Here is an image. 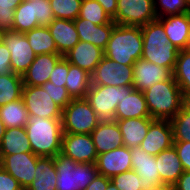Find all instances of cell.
<instances>
[{
	"instance_id": "cell-40",
	"label": "cell",
	"mask_w": 190,
	"mask_h": 190,
	"mask_svg": "<svg viewBox=\"0 0 190 190\" xmlns=\"http://www.w3.org/2000/svg\"><path fill=\"white\" fill-rule=\"evenodd\" d=\"M119 190H143L140 176L134 170H128L110 178Z\"/></svg>"
},
{
	"instance_id": "cell-2",
	"label": "cell",
	"mask_w": 190,
	"mask_h": 190,
	"mask_svg": "<svg viewBox=\"0 0 190 190\" xmlns=\"http://www.w3.org/2000/svg\"><path fill=\"white\" fill-rule=\"evenodd\" d=\"M142 54L141 27L116 24L104 50V56L121 65L133 66Z\"/></svg>"
},
{
	"instance_id": "cell-15",
	"label": "cell",
	"mask_w": 190,
	"mask_h": 190,
	"mask_svg": "<svg viewBox=\"0 0 190 190\" xmlns=\"http://www.w3.org/2000/svg\"><path fill=\"white\" fill-rule=\"evenodd\" d=\"M173 72L142 58L133 65V88L144 92L156 83L170 79Z\"/></svg>"
},
{
	"instance_id": "cell-10",
	"label": "cell",
	"mask_w": 190,
	"mask_h": 190,
	"mask_svg": "<svg viewBox=\"0 0 190 190\" xmlns=\"http://www.w3.org/2000/svg\"><path fill=\"white\" fill-rule=\"evenodd\" d=\"M133 66L121 65L104 56L91 73V84L132 87Z\"/></svg>"
},
{
	"instance_id": "cell-37",
	"label": "cell",
	"mask_w": 190,
	"mask_h": 190,
	"mask_svg": "<svg viewBox=\"0 0 190 190\" xmlns=\"http://www.w3.org/2000/svg\"><path fill=\"white\" fill-rule=\"evenodd\" d=\"M154 10L157 18L190 12L189 0H154Z\"/></svg>"
},
{
	"instance_id": "cell-35",
	"label": "cell",
	"mask_w": 190,
	"mask_h": 190,
	"mask_svg": "<svg viewBox=\"0 0 190 190\" xmlns=\"http://www.w3.org/2000/svg\"><path fill=\"white\" fill-rule=\"evenodd\" d=\"M82 0H50L55 18L75 20L80 12Z\"/></svg>"
},
{
	"instance_id": "cell-9",
	"label": "cell",
	"mask_w": 190,
	"mask_h": 190,
	"mask_svg": "<svg viewBox=\"0 0 190 190\" xmlns=\"http://www.w3.org/2000/svg\"><path fill=\"white\" fill-rule=\"evenodd\" d=\"M22 99L29 116L62 119L63 109L51 99L48 86H24Z\"/></svg>"
},
{
	"instance_id": "cell-29",
	"label": "cell",
	"mask_w": 190,
	"mask_h": 190,
	"mask_svg": "<svg viewBox=\"0 0 190 190\" xmlns=\"http://www.w3.org/2000/svg\"><path fill=\"white\" fill-rule=\"evenodd\" d=\"M91 86V74L69 63L65 87L72 99L85 98Z\"/></svg>"
},
{
	"instance_id": "cell-54",
	"label": "cell",
	"mask_w": 190,
	"mask_h": 190,
	"mask_svg": "<svg viewBox=\"0 0 190 190\" xmlns=\"http://www.w3.org/2000/svg\"><path fill=\"white\" fill-rule=\"evenodd\" d=\"M106 190H119L112 181L108 183Z\"/></svg>"
},
{
	"instance_id": "cell-1",
	"label": "cell",
	"mask_w": 190,
	"mask_h": 190,
	"mask_svg": "<svg viewBox=\"0 0 190 190\" xmlns=\"http://www.w3.org/2000/svg\"><path fill=\"white\" fill-rule=\"evenodd\" d=\"M25 130L32 152L39 157H55L62 148V120L29 116Z\"/></svg>"
},
{
	"instance_id": "cell-23",
	"label": "cell",
	"mask_w": 190,
	"mask_h": 190,
	"mask_svg": "<svg viewBox=\"0 0 190 190\" xmlns=\"http://www.w3.org/2000/svg\"><path fill=\"white\" fill-rule=\"evenodd\" d=\"M97 154L124 146L122 134L116 121H101L91 132Z\"/></svg>"
},
{
	"instance_id": "cell-34",
	"label": "cell",
	"mask_w": 190,
	"mask_h": 190,
	"mask_svg": "<svg viewBox=\"0 0 190 190\" xmlns=\"http://www.w3.org/2000/svg\"><path fill=\"white\" fill-rule=\"evenodd\" d=\"M78 17L90 20L96 25L108 24L113 21L96 0H82Z\"/></svg>"
},
{
	"instance_id": "cell-43",
	"label": "cell",
	"mask_w": 190,
	"mask_h": 190,
	"mask_svg": "<svg viewBox=\"0 0 190 190\" xmlns=\"http://www.w3.org/2000/svg\"><path fill=\"white\" fill-rule=\"evenodd\" d=\"M42 86H48V91L51 95V99L62 109H64L72 101V98L68 94L66 87H57L49 81Z\"/></svg>"
},
{
	"instance_id": "cell-22",
	"label": "cell",
	"mask_w": 190,
	"mask_h": 190,
	"mask_svg": "<svg viewBox=\"0 0 190 190\" xmlns=\"http://www.w3.org/2000/svg\"><path fill=\"white\" fill-rule=\"evenodd\" d=\"M79 40L89 42L102 50H105L116 23L112 21L108 24L96 25L87 19L77 17L74 20Z\"/></svg>"
},
{
	"instance_id": "cell-41",
	"label": "cell",
	"mask_w": 190,
	"mask_h": 190,
	"mask_svg": "<svg viewBox=\"0 0 190 190\" xmlns=\"http://www.w3.org/2000/svg\"><path fill=\"white\" fill-rule=\"evenodd\" d=\"M23 0H0V28L9 31L13 30L14 13L17 6Z\"/></svg>"
},
{
	"instance_id": "cell-50",
	"label": "cell",
	"mask_w": 190,
	"mask_h": 190,
	"mask_svg": "<svg viewBox=\"0 0 190 190\" xmlns=\"http://www.w3.org/2000/svg\"><path fill=\"white\" fill-rule=\"evenodd\" d=\"M143 190H174V187L169 184L161 183L159 185H153L151 187L144 188Z\"/></svg>"
},
{
	"instance_id": "cell-48",
	"label": "cell",
	"mask_w": 190,
	"mask_h": 190,
	"mask_svg": "<svg viewBox=\"0 0 190 190\" xmlns=\"http://www.w3.org/2000/svg\"><path fill=\"white\" fill-rule=\"evenodd\" d=\"M173 187L174 190H190V171H184Z\"/></svg>"
},
{
	"instance_id": "cell-8",
	"label": "cell",
	"mask_w": 190,
	"mask_h": 190,
	"mask_svg": "<svg viewBox=\"0 0 190 190\" xmlns=\"http://www.w3.org/2000/svg\"><path fill=\"white\" fill-rule=\"evenodd\" d=\"M157 19L154 0H117V13L113 19L117 25L142 27Z\"/></svg>"
},
{
	"instance_id": "cell-51",
	"label": "cell",
	"mask_w": 190,
	"mask_h": 190,
	"mask_svg": "<svg viewBox=\"0 0 190 190\" xmlns=\"http://www.w3.org/2000/svg\"><path fill=\"white\" fill-rule=\"evenodd\" d=\"M183 108L190 114V96L183 98Z\"/></svg>"
},
{
	"instance_id": "cell-47",
	"label": "cell",
	"mask_w": 190,
	"mask_h": 190,
	"mask_svg": "<svg viewBox=\"0 0 190 190\" xmlns=\"http://www.w3.org/2000/svg\"><path fill=\"white\" fill-rule=\"evenodd\" d=\"M110 181L109 177L98 174L85 190H106Z\"/></svg>"
},
{
	"instance_id": "cell-45",
	"label": "cell",
	"mask_w": 190,
	"mask_h": 190,
	"mask_svg": "<svg viewBox=\"0 0 190 190\" xmlns=\"http://www.w3.org/2000/svg\"><path fill=\"white\" fill-rule=\"evenodd\" d=\"M0 190H23L20 183L0 166Z\"/></svg>"
},
{
	"instance_id": "cell-31",
	"label": "cell",
	"mask_w": 190,
	"mask_h": 190,
	"mask_svg": "<svg viewBox=\"0 0 190 190\" xmlns=\"http://www.w3.org/2000/svg\"><path fill=\"white\" fill-rule=\"evenodd\" d=\"M0 119L6 129L25 127L29 115L22 98L0 107Z\"/></svg>"
},
{
	"instance_id": "cell-25",
	"label": "cell",
	"mask_w": 190,
	"mask_h": 190,
	"mask_svg": "<svg viewBox=\"0 0 190 190\" xmlns=\"http://www.w3.org/2000/svg\"><path fill=\"white\" fill-rule=\"evenodd\" d=\"M155 160L156 163H158V172L160 174L161 183L173 186L184 172L174 146L161 151L155 156Z\"/></svg>"
},
{
	"instance_id": "cell-36",
	"label": "cell",
	"mask_w": 190,
	"mask_h": 190,
	"mask_svg": "<svg viewBox=\"0 0 190 190\" xmlns=\"http://www.w3.org/2000/svg\"><path fill=\"white\" fill-rule=\"evenodd\" d=\"M31 23L48 26L54 19L50 0H29Z\"/></svg>"
},
{
	"instance_id": "cell-33",
	"label": "cell",
	"mask_w": 190,
	"mask_h": 190,
	"mask_svg": "<svg viewBox=\"0 0 190 190\" xmlns=\"http://www.w3.org/2000/svg\"><path fill=\"white\" fill-rule=\"evenodd\" d=\"M173 78L180 87L183 97L190 96V50H179Z\"/></svg>"
},
{
	"instance_id": "cell-28",
	"label": "cell",
	"mask_w": 190,
	"mask_h": 190,
	"mask_svg": "<svg viewBox=\"0 0 190 190\" xmlns=\"http://www.w3.org/2000/svg\"><path fill=\"white\" fill-rule=\"evenodd\" d=\"M32 152L25 127L8 128L0 144V155Z\"/></svg>"
},
{
	"instance_id": "cell-5",
	"label": "cell",
	"mask_w": 190,
	"mask_h": 190,
	"mask_svg": "<svg viewBox=\"0 0 190 190\" xmlns=\"http://www.w3.org/2000/svg\"><path fill=\"white\" fill-rule=\"evenodd\" d=\"M57 190H85L99 174L95 164L77 163L61 152L54 157Z\"/></svg>"
},
{
	"instance_id": "cell-3",
	"label": "cell",
	"mask_w": 190,
	"mask_h": 190,
	"mask_svg": "<svg viewBox=\"0 0 190 190\" xmlns=\"http://www.w3.org/2000/svg\"><path fill=\"white\" fill-rule=\"evenodd\" d=\"M150 117L171 120L183 108V94L173 78L159 82L143 92Z\"/></svg>"
},
{
	"instance_id": "cell-46",
	"label": "cell",
	"mask_w": 190,
	"mask_h": 190,
	"mask_svg": "<svg viewBox=\"0 0 190 190\" xmlns=\"http://www.w3.org/2000/svg\"><path fill=\"white\" fill-rule=\"evenodd\" d=\"M10 60L11 53L5 44H2L0 46V75H6L12 72Z\"/></svg>"
},
{
	"instance_id": "cell-49",
	"label": "cell",
	"mask_w": 190,
	"mask_h": 190,
	"mask_svg": "<svg viewBox=\"0 0 190 190\" xmlns=\"http://www.w3.org/2000/svg\"><path fill=\"white\" fill-rule=\"evenodd\" d=\"M101 4L105 12L112 18H115L117 13V0H96Z\"/></svg>"
},
{
	"instance_id": "cell-39",
	"label": "cell",
	"mask_w": 190,
	"mask_h": 190,
	"mask_svg": "<svg viewBox=\"0 0 190 190\" xmlns=\"http://www.w3.org/2000/svg\"><path fill=\"white\" fill-rule=\"evenodd\" d=\"M170 122L173 128V141L190 142V114L182 108Z\"/></svg>"
},
{
	"instance_id": "cell-20",
	"label": "cell",
	"mask_w": 190,
	"mask_h": 190,
	"mask_svg": "<svg viewBox=\"0 0 190 190\" xmlns=\"http://www.w3.org/2000/svg\"><path fill=\"white\" fill-rule=\"evenodd\" d=\"M151 118L143 92L133 87L129 91H123L121 103H118L115 112V120Z\"/></svg>"
},
{
	"instance_id": "cell-53",
	"label": "cell",
	"mask_w": 190,
	"mask_h": 190,
	"mask_svg": "<svg viewBox=\"0 0 190 190\" xmlns=\"http://www.w3.org/2000/svg\"><path fill=\"white\" fill-rule=\"evenodd\" d=\"M5 30L0 28V46L4 44Z\"/></svg>"
},
{
	"instance_id": "cell-38",
	"label": "cell",
	"mask_w": 190,
	"mask_h": 190,
	"mask_svg": "<svg viewBox=\"0 0 190 190\" xmlns=\"http://www.w3.org/2000/svg\"><path fill=\"white\" fill-rule=\"evenodd\" d=\"M36 27L38 23H31L30 1L23 0L15 9L13 31L25 33Z\"/></svg>"
},
{
	"instance_id": "cell-13",
	"label": "cell",
	"mask_w": 190,
	"mask_h": 190,
	"mask_svg": "<svg viewBox=\"0 0 190 190\" xmlns=\"http://www.w3.org/2000/svg\"><path fill=\"white\" fill-rule=\"evenodd\" d=\"M61 153L77 163L95 164L98 156L91 134L63 133Z\"/></svg>"
},
{
	"instance_id": "cell-21",
	"label": "cell",
	"mask_w": 190,
	"mask_h": 190,
	"mask_svg": "<svg viewBox=\"0 0 190 190\" xmlns=\"http://www.w3.org/2000/svg\"><path fill=\"white\" fill-rule=\"evenodd\" d=\"M63 57L69 63L91 74L104 57V50L89 42L79 41L78 44Z\"/></svg>"
},
{
	"instance_id": "cell-26",
	"label": "cell",
	"mask_w": 190,
	"mask_h": 190,
	"mask_svg": "<svg viewBox=\"0 0 190 190\" xmlns=\"http://www.w3.org/2000/svg\"><path fill=\"white\" fill-rule=\"evenodd\" d=\"M154 120L153 118L115 120L122 134L124 146L129 149L139 146Z\"/></svg>"
},
{
	"instance_id": "cell-30",
	"label": "cell",
	"mask_w": 190,
	"mask_h": 190,
	"mask_svg": "<svg viewBox=\"0 0 190 190\" xmlns=\"http://www.w3.org/2000/svg\"><path fill=\"white\" fill-rule=\"evenodd\" d=\"M36 55L57 54V47L47 26H39L24 33Z\"/></svg>"
},
{
	"instance_id": "cell-4",
	"label": "cell",
	"mask_w": 190,
	"mask_h": 190,
	"mask_svg": "<svg viewBox=\"0 0 190 190\" xmlns=\"http://www.w3.org/2000/svg\"><path fill=\"white\" fill-rule=\"evenodd\" d=\"M143 36L142 59L174 70L179 50L170 43L163 25L152 21L141 27Z\"/></svg>"
},
{
	"instance_id": "cell-24",
	"label": "cell",
	"mask_w": 190,
	"mask_h": 190,
	"mask_svg": "<svg viewBox=\"0 0 190 190\" xmlns=\"http://www.w3.org/2000/svg\"><path fill=\"white\" fill-rule=\"evenodd\" d=\"M47 27L55 41L57 54L64 56L80 41L73 20L55 18Z\"/></svg>"
},
{
	"instance_id": "cell-27",
	"label": "cell",
	"mask_w": 190,
	"mask_h": 190,
	"mask_svg": "<svg viewBox=\"0 0 190 190\" xmlns=\"http://www.w3.org/2000/svg\"><path fill=\"white\" fill-rule=\"evenodd\" d=\"M34 180L26 190H57V170L53 157H38Z\"/></svg>"
},
{
	"instance_id": "cell-52",
	"label": "cell",
	"mask_w": 190,
	"mask_h": 190,
	"mask_svg": "<svg viewBox=\"0 0 190 190\" xmlns=\"http://www.w3.org/2000/svg\"><path fill=\"white\" fill-rule=\"evenodd\" d=\"M5 131H6L5 124L0 119V144L2 142V139H3V136L5 134Z\"/></svg>"
},
{
	"instance_id": "cell-7",
	"label": "cell",
	"mask_w": 190,
	"mask_h": 190,
	"mask_svg": "<svg viewBox=\"0 0 190 190\" xmlns=\"http://www.w3.org/2000/svg\"><path fill=\"white\" fill-rule=\"evenodd\" d=\"M131 88L91 84L85 99L101 121H115V112L123 98V91H129Z\"/></svg>"
},
{
	"instance_id": "cell-18",
	"label": "cell",
	"mask_w": 190,
	"mask_h": 190,
	"mask_svg": "<svg viewBox=\"0 0 190 190\" xmlns=\"http://www.w3.org/2000/svg\"><path fill=\"white\" fill-rule=\"evenodd\" d=\"M131 159L132 170L140 176L143 189L161 184L155 156L146 153L140 146H137L131 148Z\"/></svg>"
},
{
	"instance_id": "cell-6",
	"label": "cell",
	"mask_w": 190,
	"mask_h": 190,
	"mask_svg": "<svg viewBox=\"0 0 190 190\" xmlns=\"http://www.w3.org/2000/svg\"><path fill=\"white\" fill-rule=\"evenodd\" d=\"M63 133L91 134L101 122L85 98L72 99L62 111Z\"/></svg>"
},
{
	"instance_id": "cell-42",
	"label": "cell",
	"mask_w": 190,
	"mask_h": 190,
	"mask_svg": "<svg viewBox=\"0 0 190 190\" xmlns=\"http://www.w3.org/2000/svg\"><path fill=\"white\" fill-rule=\"evenodd\" d=\"M69 71V62L63 57L51 72L49 82L57 87H65Z\"/></svg>"
},
{
	"instance_id": "cell-32",
	"label": "cell",
	"mask_w": 190,
	"mask_h": 190,
	"mask_svg": "<svg viewBox=\"0 0 190 190\" xmlns=\"http://www.w3.org/2000/svg\"><path fill=\"white\" fill-rule=\"evenodd\" d=\"M23 78L16 73L0 75V107L22 98Z\"/></svg>"
},
{
	"instance_id": "cell-11",
	"label": "cell",
	"mask_w": 190,
	"mask_h": 190,
	"mask_svg": "<svg viewBox=\"0 0 190 190\" xmlns=\"http://www.w3.org/2000/svg\"><path fill=\"white\" fill-rule=\"evenodd\" d=\"M4 44L11 53L12 73L23 76L36 57L28 39L24 33L9 30L5 31Z\"/></svg>"
},
{
	"instance_id": "cell-12",
	"label": "cell",
	"mask_w": 190,
	"mask_h": 190,
	"mask_svg": "<svg viewBox=\"0 0 190 190\" xmlns=\"http://www.w3.org/2000/svg\"><path fill=\"white\" fill-rule=\"evenodd\" d=\"M33 152L0 155L1 167L11 174L26 190L34 180L37 159Z\"/></svg>"
},
{
	"instance_id": "cell-19",
	"label": "cell",
	"mask_w": 190,
	"mask_h": 190,
	"mask_svg": "<svg viewBox=\"0 0 190 190\" xmlns=\"http://www.w3.org/2000/svg\"><path fill=\"white\" fill-rule=\"evenodd\" d=\"M62 58L61 54L36 55L33 63L22 76L24 86L41 87L48 82L51 72Z\"/></svg>"
},
{
	"instance_id": "cell-14",
	"label": "cell",
	"mask_w": 190,
	"mask_h": 190,
	"mask_svg": "<svg viewBox=\"0 0 190 190\" xmlns=\"http://www.w3.org/2000/svg\"><path fill=\"white\" fill-rule=\"evenodd\" d=\"M173 142V128L170 120L155 119L139 146L146 153L156 156L161 151L173 146Z\"/></svg>"
},
{
	"instance_id": "cell-17",
	"label": "cell",
	"mask_w": 190,
	"mask_h": 190,
	"mask_svg": "<svg viewBox=\"0 0 190 190\" xmlns=\"http://www.w3.org/2000/svg\"><path fill=\"white\" fill-rule=\"evenodd\" d=\"M164 27L171 44L178 50L188 48L190 41V12L157 19Z\"/></svg>"
},
{
	"instance_id": "cell-16",
	"label": "cell",
	"mask_w": 190,
	"mask_h": 190,
	"mask_svg": "<svg viewBox=\"0 0 190 190\" xmlns=\"http://www.w3.org/2000/svg\"><path fill=\"white\" fill-rule=\"evenodd\" d=\"M98 173L111 178L132 169L131 149L126 146L98 154L95 162Z\"/></svg>"
},
{
	"instance_id": "cell-44",
	"label": "cell",
	"mask_w": 190,
	"mask_h": 190,
	"mask_svg": "<svg viewBox=\"0 0 190 190\" xmlns=\"http://www.w3.org/2000/svg\"><path fill=\"white\" fill-rule=\"evenodd\" d=\"M184 171H190V142H173Z\"/></svg>"
}]
</instances>
